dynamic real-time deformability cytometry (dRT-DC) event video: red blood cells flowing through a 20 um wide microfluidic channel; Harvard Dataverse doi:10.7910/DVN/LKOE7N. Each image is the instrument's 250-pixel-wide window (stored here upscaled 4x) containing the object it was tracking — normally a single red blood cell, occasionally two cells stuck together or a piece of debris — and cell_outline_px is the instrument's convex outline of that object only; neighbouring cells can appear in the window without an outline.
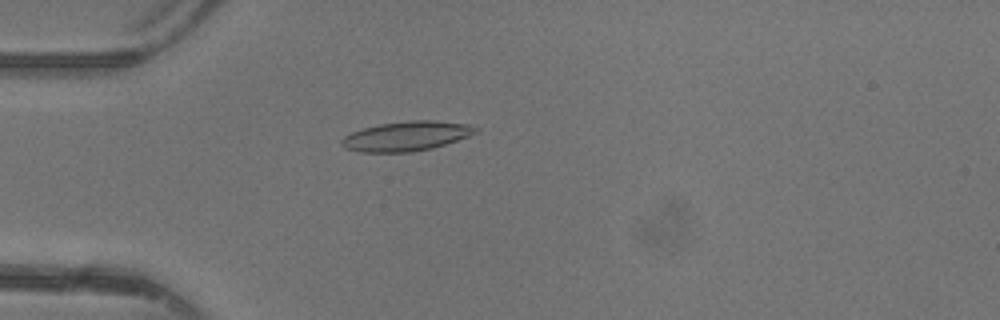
{"species": "common noctule bat (a hibernating species)", "species_latin": "Nyctalus noctula", "temperature_condition": "warm", "stored_images_in_passage": 40, "camera_frame_rate_fps": 3000, "um_per_image_px": 0.085, "animal": {"sex": "female"}, "frame": {"image": 1, "passage_image": 6, "time_ms": 1.667, "image_size_px": [1000, 320], "cell_outline_px": [[480, 128], [476, 132], [468, 136], [432, 148], [412, 152], [360, 152], [344, 148], [340, 144], [340, 140], [344, 136], [352, 132], [364, 128], [380, 124], [408, 120], [432, 120], [468, 124]], "centroid_in_image_um": [34.51, 11.57], "position_along_channel_um": 50.5, "area_um2": 23.06}}
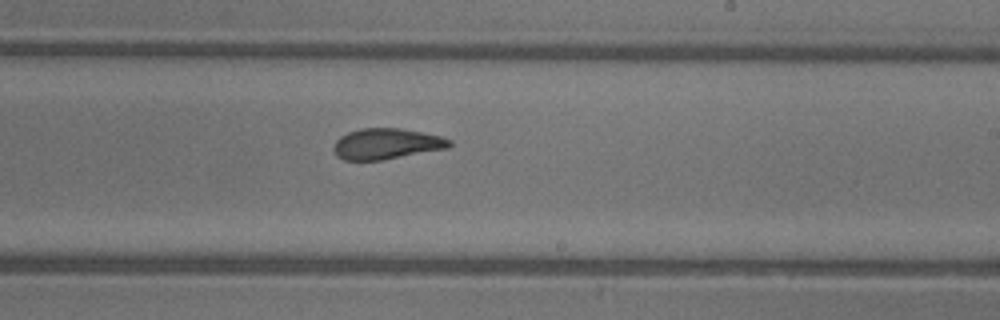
{"frame": {"image": 2, "passage_image": 21, "time_ms": 6.667, "image_size_px": [1000, 320], "cell_outline_px": [[452, 144], [448, 148], [384, 160], [344, 160], [336, 156], [332, 148], [336, 140], [340, 136], [348, 132], [364, 128], [400, 128], [440, 136], [452, 140]], "centroid_in_image_um": [32.84, 12.23], "position_along_channel_um": 256.2, "area_um2": 20.87}}
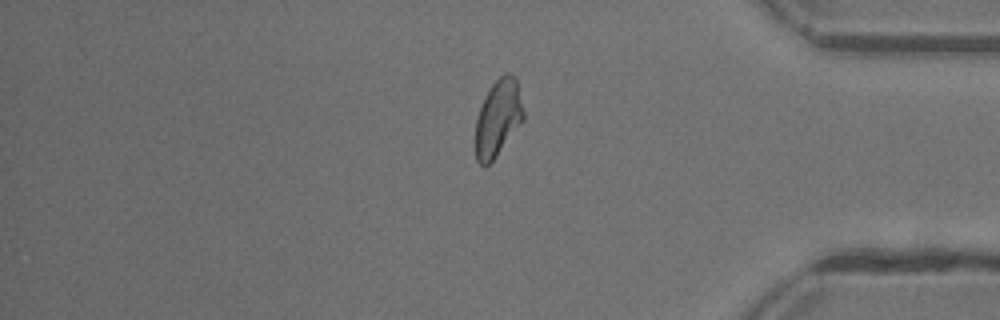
{"frame": {"image": 3, "passage_image": 32, "time_ms": 10.333, "image_size_px": [1000, 320], "cell_outline_px": [[524, 120], [496, 156], [484, 168], [476, 160], [476, 120], [480, 108], [492, 84], [504, 72], [512, 72], [516, 76], [524, 112]], "centroid_in_image_um": [42.36, 10.01], "position_along_channel_um": 392.8, "area_um2": 21.33}, "authors_computed_cell_mechanics": {"area_um2": 21.5016, "velocity_mm_per_s": 4.404, "shape_relaxation_time_tau1_ms": 5.7039, "shape_relaxation_time_tau2_ms": 1.2747, "deformation_change_tau1": 0.2087, "deformation_change_tau2": 0.0868}}